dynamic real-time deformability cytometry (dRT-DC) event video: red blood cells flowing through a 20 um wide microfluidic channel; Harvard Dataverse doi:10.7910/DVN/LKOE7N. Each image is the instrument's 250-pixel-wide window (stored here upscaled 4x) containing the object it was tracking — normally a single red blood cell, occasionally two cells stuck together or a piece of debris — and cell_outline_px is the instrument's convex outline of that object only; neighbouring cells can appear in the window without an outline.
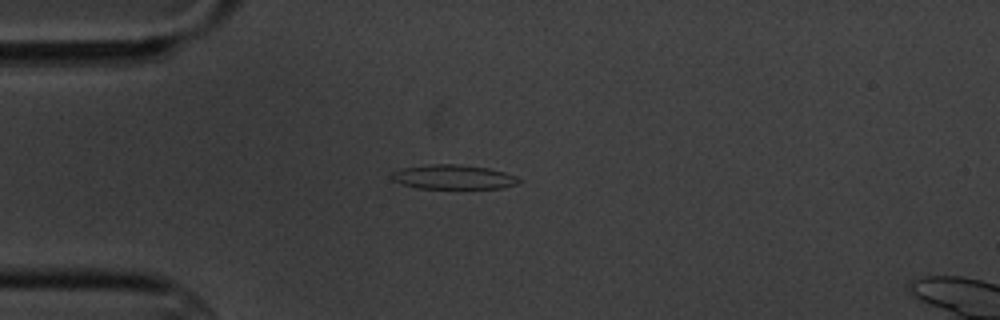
{"species": "common noctule bat (a hibernating species)", "species_latin": "Nyctalus noctula", "temperature_condition": "cold", "stored_images_in_passage": 9, "camera_frame_rate_fps": 3000, "um_per_image_px": 0.085, "animal": {"sex": "male", "body_mass_g": 20.1, "forearm_length_mm": 53.5}, "frame": {"image": 1, "passage_image": 3, "time_ms": 2.333, "image_size_px": [1000, 320], "cell_outline_px": [[520, 180], [516, 184], [504, 188], [416, 188], [400, 184], [392, 180], [388, 176], [392, 172], [400, 168], [436, 164], [456, 164], [488, 168], [504, 172], [516, 176]], "centroid_in_image_um": [38.47, 15.05], "position_along_channel_um": 46.5, "area_um2": 18.09}}
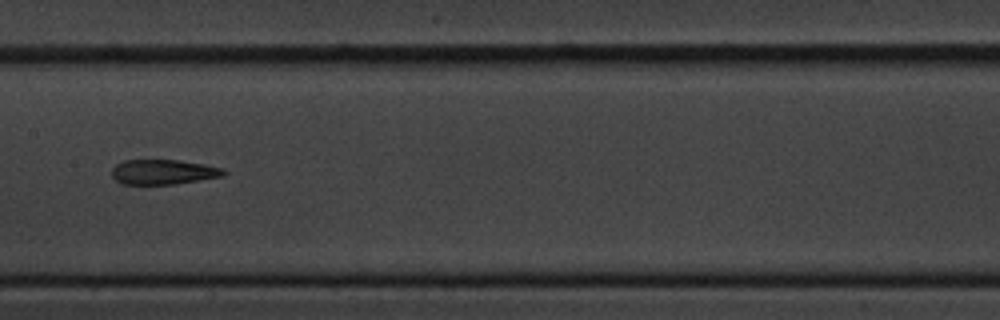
{"frame": {"image": 2, "passage_image": 7, "time_ms": 7.0, "image_size_px": [1000, 320], "cell_outline_px": [[228, 172], [224, 176], [200, 180], [172, 184], [120, 184], [112, 176], [112, 168], [116, 164], [124, 160], [180, 160], [204, 164], [224, 168]], "centroid_in_image_um": [13.9, 14.61], "position_along_channel_um": 193.5, "area_um2": 16.36}}
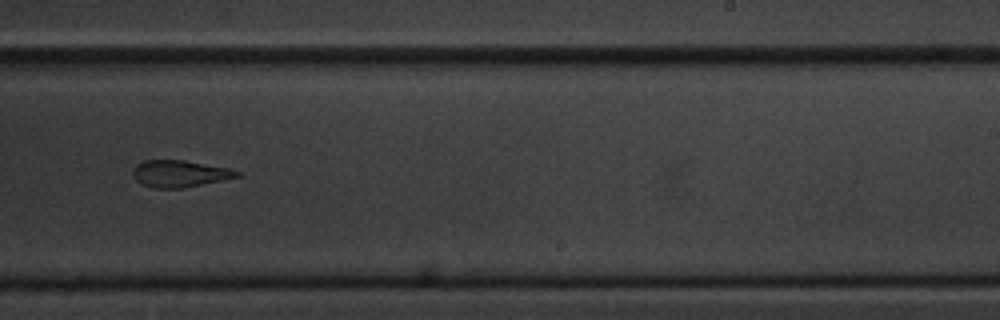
{"frame": {"image": 3, "passage_image": 9, "time_ms": 9.333, "image_size_px": [1000, 320], "cell_outline_px": [[244, 176], [184, 188], [156, 188], [140, 184], [132, 176], [132, 168], [136, 164], [144, 160], [184, 160], [228, 168], [240, 172]], "centroid_in_image_um": [15.27, 14.76], "position_along_channel_um": 273.7, "area_um2": 16.53}}